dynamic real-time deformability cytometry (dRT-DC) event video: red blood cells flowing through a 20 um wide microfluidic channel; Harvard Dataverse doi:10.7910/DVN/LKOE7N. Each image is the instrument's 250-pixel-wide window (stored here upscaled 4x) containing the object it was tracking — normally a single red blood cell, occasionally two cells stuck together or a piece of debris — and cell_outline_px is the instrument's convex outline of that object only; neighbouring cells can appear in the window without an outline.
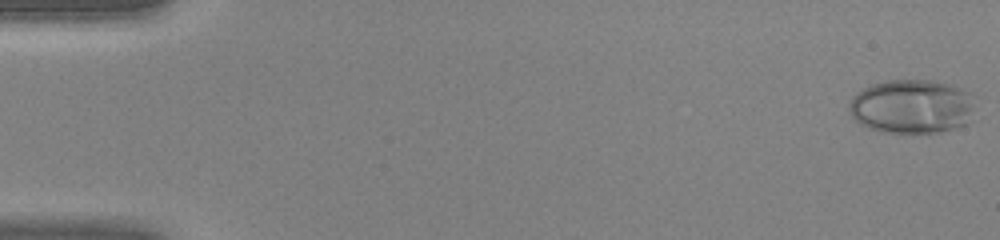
{"species": "human", "species_latin": "Homo sapiens", "temperature_condition": "warm", "stored_images_in_passage": 42, "camera_frame_rate_fps": 3000, "um_per_image_px": 0.085, "donor": {"sex": "female"}, "frame": {"image": 1, "passage_image": 1, "time_ms": 0.0, "image_size_px": [1000, 240], "cell_outline_px": [[972, 120], [964, 124], [940, 132], [884, 132], [868, 128], [860, 124], [852, 116], [848, 108], [852, 96], [856, 92], [872, 84], [888, 80], [928, 80], [948, 84], [972, 92]], "centroid_in_image_um": [77.48, 9.04], "position_along_channel_um": 7.5, "area_um2": 39.59}}
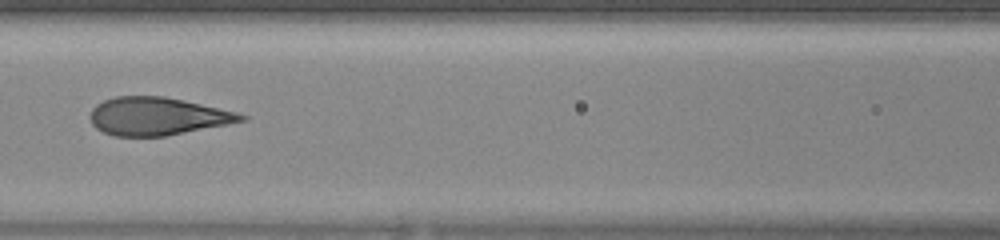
{"frame": {"image": 2, "passage_image": 21, "time_ms": 6.667, "image_size_px": [1000, 240], "cell_outline_px": [[248, 120], [228, 124], [164, 136], [116, 136], [104, 132], [96, 128], [92, 124], [88, 116], [92, 108], [96, 104], [104, 100], [116, 96], [164, 96], [184, 100], [236, 112], [248, 116]], "centroid_in_image_um": [13.36, 9.88], "position_along_channel_um": 153.2, "area_um2": 33.29}}
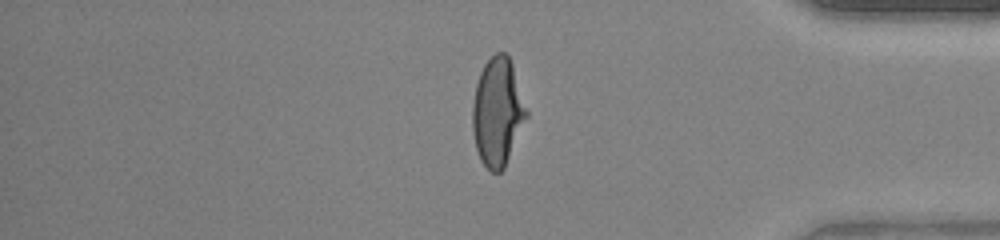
{"frame": {"image": 3, "passage_image": 38, "time_ms": 12.333, "image_size_px": [1000, 240], "cell_outline_px": [[528, 116], [504, 168], [500, 172], [492, 172], [480, 160], [476, 148], [472, 132], [472, 104], [476, 84], [480, 72], [484, 64], [496, 52], [508, 52], [528, 112]], "centroid_in_image_um": [42.28, 9.51], "position_along_channel_um": 392.9, "area_um2": 34.04}}